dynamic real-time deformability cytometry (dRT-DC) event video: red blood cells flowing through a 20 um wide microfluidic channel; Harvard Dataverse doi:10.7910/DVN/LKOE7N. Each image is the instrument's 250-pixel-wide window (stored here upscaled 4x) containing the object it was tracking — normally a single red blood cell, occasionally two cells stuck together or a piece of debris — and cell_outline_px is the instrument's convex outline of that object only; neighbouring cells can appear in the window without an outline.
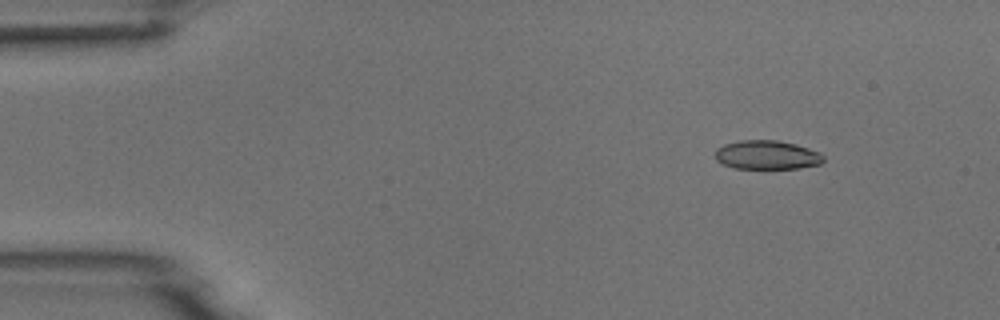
{"species": "common noctule bat (a hibernating species)", "species_latin": "Nyctalus noctula", "temperature_condition": "room temperature", "stored_images_in_passage": 6, "camera_frame_rate_fps": 3000, "um_per_image_px": 0.085, "animal": {"sex": "male", "body_mass_g": 18.8}, "frame": {"image": 1, "passage_image": 2, "time_ms": 1.333, "image_size_px": [1000, 320], "cell_outline_px": [[824, 160], [820, 164], [800, 168], [736, 168], [720, 164], [716, 160], [716, 148], [724, 144], [740, 140], [776, 140], [796, 144], [820, 152], [824, 156]], "centroid_in_image_um": [65.18, 13.17], "position_along_channel_um": 19.8, "area_um2": 18.32}}
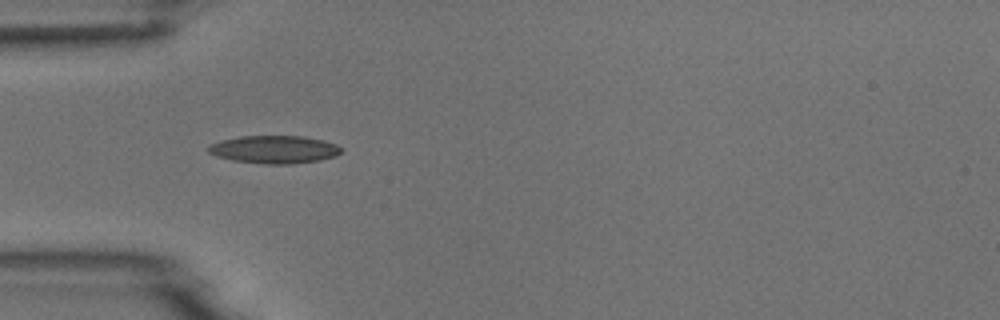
{"frame": {"image": 2, "passage_image": 5, "time_ms": 4.667, "image_size_px": [1000, 320], "cell_outline_px": [[340, 152], [336, 156], [320, 160], [292, 164], [264, 164], [232, 160], [216, 156], [208, 152], [208, 144], [220, 140], [240, 136], [304, 136], [324, 140], [336, 144], [340, 148]], "centroid_in_image_um": [23.29, 12.7], "position_along_channel_um": 61.7, "area_um2": 21.68}}